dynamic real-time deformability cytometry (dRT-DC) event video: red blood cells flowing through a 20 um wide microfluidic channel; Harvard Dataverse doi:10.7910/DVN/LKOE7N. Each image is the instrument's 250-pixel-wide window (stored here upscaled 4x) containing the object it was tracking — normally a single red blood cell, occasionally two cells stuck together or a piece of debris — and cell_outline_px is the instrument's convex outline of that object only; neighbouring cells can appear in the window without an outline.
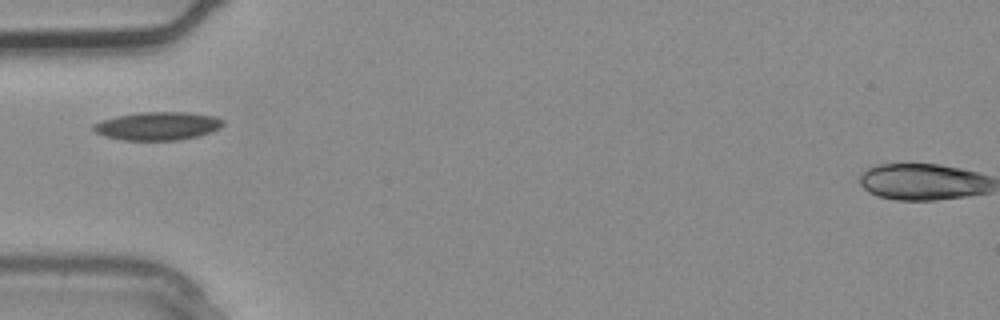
{"species": "common noctule bat (a hibernating species)", "species_latin": "Nyctalus noctula", "temperature_condition": "warm", "stored_images_in_passage": 3, "camera_frame_rate_fps": 3000, "um_per_image_px": 0.085, "animal": {"sex": "male", "body_mass_g": 20.4}, "frame": {"image": 1, "passage_image": 3, "time_ms": 0.667, "image_size_px": [1000, 320], "cell_outline_px": [[224, 124], [220, 128], [196, 136], [176, 140], [120, 140], [104, 136], [96, 132], [92, 128], [92, 124], [116, 116], [140, 112], [188, 112], [212, 116], [224, 120]], "centroid_in_image_um": [13.37, 10.7], "position_along_channel_um": 71.6, "area_um2": 21.15}}